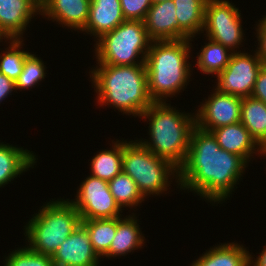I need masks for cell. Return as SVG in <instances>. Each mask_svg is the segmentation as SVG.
<instances>
[{
    "label": "cell",
    "instance_id": "6da1fadb",
    "mask_svg": "<svg viewBox=\"0 0 266 266\" xmlns=\"http://www.w3.org/2000/svg\"><path fill=\"white\" fill-rule=\"evenodd\" d=\"M248 163L219 147L212 132L195 126L184 165L179 169V189L194 192L211 205L232 197Z\"/></svg>",
    "mask_w": 266,
    "mask_h": 266
},
{
    "label": "cell",
    "instance_id": "7a4b0ae2",
    "mask_svg": "<svg viewBox=\"0 0 266 266\" xmlns=\"http://www.w3.org/2000/svg\"><path fill=\"white\" fill-rule=\"evenodd\" d=\"M89 73L99 107L108 105L123 115L139 118L153 103L148 93L145 64L97 65Z\"/></svg>",
    "mask_w": 266,
    "mask_h": 266
},
{
    "label": "cell",
    "instance_id": "3957f363",
    "mask_svg": "<svg viewBox=\"0 0 266 266\" xmlns=\"http://www.w3.org/2000/svg\"><path fill=\"white\" fill-rule=\"evenodd\" d=\"M166 102H153L139 117L149 122L148 139L139 141L156 156L180 169L187 158L195 113L180 112ZM148 119V120H145Z\"/></svg>",
    "mask_w": 266,
    "mask_h": 266
},
{
    "label": "cell",
    "instance_id": "277c9868",
    "mask_svg": "<svg viewBox=\"0 0 266 266\" xmlns=\"http://www.w3.org/2000/svg\"><path fill=\"white\" fill-rule=\"evenodd\" d=\"M191 44L190 39L151 42L145 66L148 93L153 102H168L167 97L173 98L186 89L193 74V64L189 62L194 48Z\"/></svg>",
    "mask_w": 266,
    "mask_h": 266
},
{
    "label": "cell",
    "instance_id": "5b68a950",
    "mask_svg": "<svg viewBox=\"0 0 266 266\" xmlns=\"http://www.w3.org/2000/svg\"><path fill=\"white\" fill-rule=\"evenodd\" d=\"M80 224V214L68 198L52 199L24 226L26 246L34 252L52 256Z\"/></svg>",
    "mask_w": 266,
    "mask_h": 266
},
{
    "label": "cell",
    "instance_id": "8992f818",
    "mask_svg": "<svg viewBox=\"0 0 266 266\" xmlns=\"http://www.w3.org/2000/svg\"><path fill=\"white\" fill-rule=\"evenodd\" d=\"M122 171L135 181L146 199L147 196L149 198L152 195L169 193L173 179L177 188H180L179 169L171 162L156 156L136 139L122 140Z\"/></svg>",
    "mask_w": 266,
    "mask_h": 266
},
{
    "label": "cell",
    "instance_id": "52a82bcc",
    "mask_svg": "<svg viewBox=\"0 0 266 266\" xmlns=\"http://www.w3.org/2000/svg\"><path fill=\"white\" fill-rule=\"evenodd\" d=\"M151 42L144 21L125 20L94 44L96 64L115 66L145 64Z\"/></svg>",
    "mask_w": 266,
    "mask_h": 266
},
{
    "label": "cell",
    "instance_id": "ba28073f",
    "mask_svg": "<svg viewBox=\"0 0 266 266\" xmlns=\"http://www.w3.org/2000/svg\"><path fill=\"white\" fill-rule=\"evenodd\" d=\"M241 11L226 0H207L205 5L203 35L222 44L233 53L238 51L245 39ZM205 33V34H204Z\"/></svg>",
    "mask_w": 266,
    "mask_h": 266
},
{
    "label": "cell",
    "instance_id": "9c48e42d",
    "mask_svg": "<svg viewBox=\"0 0 266 266\" xmlns=\"http://www.w3.org/2000/svg\"><path fill=\"white\" fill-rule=\"evenodd\" d=\"M85 178L79 185L75 199H69L81 219H112L124 216L123 210L110 192L108 181L92 175Z\"/></svg>",
    "mask_w": 266,
    "mask_h": 266
},
{
    "label": "cell",
    "instance_id": "30bf717a",
    "mask_svg": "<svg viewBox=\"0 0 266 266\" xmlns=\"http://www.w3.org/2000/svg\"><path fill=\"white\" fill-rule=\"evenodd\" d=\"M255 52V53H254ZM232 53L228 65L216 77V87L221 93L241 98L250 97L261 67L264 65L256 50Z\"/></svg>",
    "mask_w": 266,
    "mask_h": 266
},
{
    "label": "cell",
    "instance_id": "8fae6325",
    "mask_svg": "<svg viewBox=\"0 0 266 266\" xmlns=\"http://www.w3.org/2000/svg\"><path fill=\"white\" fill-rule=\"evenodd\" d=\"M200 102L195 112L196 126L203 130L212 131L222 126L235 124L241 120L242 98L221 93L217 88Z\"/></svg>",
    "mask_w": 266,
    "mask_h": 266
},
{
    "label": "cell",
    "instance_id": "7c38bea8",
    "mask_svg": "<svg viewBox=\"0 0 266 266\" xmlns=\"http://www.w3.org/2000/svg\"><path fill=\"white\" fill-rule=\"evenodd\" d=\"M54 266H99L101 259L93 250L86 228L80 224L51 256Z\"/></svg>",
    "mask_w": 266,
    "mask_h": 266
},
{
    "label": "cell",
    "instance_id": "4fadbf2b",
    "mask_svg": "<svg viewBox=\"0 0 266 266\" xmlns=\"http://www.w3.org/2000/svg\"><path fill=\"white\" fill-rule=\"evenodd\" d=\"M90 3L91 0H46L40 6V15L64 28L81 32L89 19Z\"/></svg>",
    "mask_w": 266,
    "mask_h": 266
},
{
    "label": "cell",
    "instance_id": "5bb4252c",
    "mask_svg": "<svg viewBox=\"0 0 266 266\" xmlns=\"http://www.w3.org/2000/svg\"><path fill=\"white\" fill-rule=\"evenodd\" d=\"M36 15H40V6L34 0H0V27L10 39L23 40Z\"/></svg>",
    "mask_w": 266,
    "mask_h": 266
},
{
    "label": "cell",
    "instance_id": "9a60e30c",
    "mask_svg": "<svg viewBox=\"0 0 266 266\" xmlns=\"http://www.w3.org/2000/svg\"><path fill=\"white\" fill-rule=\"evenodd\" d=\"M125 21L120 0H91L89 19L81 31L94 36V41Z\"/></svg>",
    "mask_w": 266,
    "mask_h": 266
},
{
    "label": "cell",
    "instance_id": "2e32d148",
    "mask_svg": "<svg viewBox=\"0 0 266 266\" xmlns=\"http://www.w3.org/2000/svg\"><path fill=\"white\" fill-rule=\"evenodd\" d=\"M144 24L152 41L178 40V22L173 0L153 3Z\"/></svg>",
    "mask_w": 266,
    "mask_h": 266
},
{
    "label": "cell",
    "instance_id": "e0dca14e",
    "mask_svg": "<svg viewBox=\"0 0 266 266\" xmlns=\"http://www.w3.org/2000/svg\"><path fill=\"white\" fill-rule=\"evenodd\" d=\"M211 132L220 148L242 157L247 163L254 158L253 154L259 156L260 146L241 122L222 126Z\"/></svg>",
    "mask_w": 266,
    "mask_h": 266
},
{
    "label": "cell",
    "instance_id": "ac0fdd59",
    "mask_svg": "<svg viewBox=\"0 0 266 266\" xmlns=\"http://www.w3.org/2000/svg\"><path fill=\"white\" fill-rule=\"evenodd\" d=\"M136 213L125 217H117V228L109 250L102 256L105 259L126 256L135 250H140L145 243V237L140 230Z\"/></svg>",
    "mask_w": 266,
    "mask_h": 266
},
{
    "label": "cell",
    "instance_id": "d6986e66",
    "mask_svg": "<svg viewBox=\"0 0 266 266\" xmlns=\"http://www.w3.org/2000/svg\"><path fill=\"white\" fill-rule=\"evenodd\" d=\"M37 160L33 151L0 142V188L14 181V178H20L23 172L34 168Z\"/></svg>",
    "mask_w": 266,
    "mask_h": 266
},
{
    "label": "cell",
    "instance_id": "ffe728a7",
    "mask_svg": "<svg viewBox=\"0 0 266 266\" xmlns=\"http://www.w3.org/2000/svg\"><path fill=\"white\" fill-rule=\"evenodd\" d=\"M207 0H173L178 22V40L202 34Z\"/></svg>",
    "mask_w": 266,
    "mask_h": 266
},
{
    "label": "cell",
    "instance_id": "44dd1931",
    "mask_svg": "<svg viewBox=\"0 0 266 266\" xmlns=\"http://www.w3.org/2000/svg\"><path fill=\"white\" fill-rule=\"evenodd\" d=\"M242 244L220 243L190 264L191 266H250V252Z\"/></svg>",
    "mask_w": 266,
    "mask_h": 266
},
{
    "label": "cell",
    "instance_id": "7402d4cb",
    "mask_svg": "<svg viewBox=\"0 0 266 266\" xmlns=\"http://www.w3.org/2000/svg\"><path fill=\"white\" fill-rule=\"evenodd\" d=\"M240 122L259 146L266 143V104L264 102L251 96L242 98Z\"/></svg>",
    "mask_w": 266,
    "mask_h": 266
},
{
    "label": "cell",
    "instance_id": "603a6c76",
    "mask_svg": "<svg viewBox=\"0 0 266 266\" xmlns=\"http://www.w3.org/2000/svg\"><path fill=\"white\" fill-rule=\"evenodd\" d=\"M94 177L110 181L122 172V141L113 140L110 149H103L95 154L90 162Z\"/></svg>",
    "mask_w": 266,
    "mask_h": 266
},
{
    "label": "cell",
    "instance_id": "cb8c5ba5",
    "mask_svg": "<svg viewBox=\"0 0 266 266\" xmlns=\"http://www.w3.org/2000/svg\"><path fill=\"white\" fill-rule=\"evenodd\" d=\"M208 41L201 46L199 53H197V61H195L198 70L203 74L215 75L216 77L225 69L228 65L232 51L216 43L208 38Z\"/></svg>",
    "mask_w": 266,
    "mask_h": 266
},
{
    "label": "cell",
    "instance_id": "d4e9b609",
    "mask_svg": "<svg viewBox=\"0 0 266 266\" xmlns=\"http://www.w3.org/2000/svg\"><path fill=\"white\" fill-rule=\"evenodd\" d=\"M108 186L122 210L127 207L134 210L145 200L135 181L123 171L108 181Z\"/></svg>",
    "mask_w": 266,
    "mask_h": 266
},
{
    "label": "cell",
    "instance_id": "484cf974",
    "mask_svg": "<svg viewBox=\"0 0 266 266\" xmlns=\"http://www.w3.org/2000/svg\"><path fill=\"white\" fill-rule=\"evenodd\" d=\"M89 233L93 250L100 258L109 250L117 228V218L81 219Z\"/></svg>",
    "mask_w": 266,
    "mask_h": 266
},
{
    "label": "cell",
    "instance_id": "4316f807",
    "mask_svg": "<svg viewBox=\"0 0 266 266\" xmlns=\"http://www.w3.org/2000/svg\"><path fill=\"white\" fill-rule=\"evenodd\" d=\"M25 40L11 39L5 51L0 53V72L9 79L16 81L22 72L25 59L31 54L25 51L23 45Z\"/></svg>",
    "mask_w": 266,
    "mask_h": 266
},
{
    "label": "cell",
    "instance_id": "83f0119b",
    "mask_svg": "<svg viewBox=\"0 0 266 266\" xmlns=\"http://www.w3.org/2000/svg\"><path fill=\"white\" fill-rule=\"evenodd\" d=\"M40 57L36 54H30L24 62L23 69L18 79L15 81L16 90L32 89L44 81L47 74L46 65Z\"/></svg>",
    "mask_w": 266,
    "mask_h": 266
},
{
    "label": "cell",
    "instance_id": "f1b7e54d",
    "mask_svg": "<svg viewBox=\"0 0 266 266\" xmlns=\"http://www.w3.org/2000/svg\"><path fill=\"white\" fill-rule=\"evenodd\" d=\"M4 257L3 266H54L51 256L34 252L26 245Z\"/></svg>",
    "mask_w": 266,
    "mask_h": 266
},
{
    "label": "cell",
    "instance_id": "f546056e",
    "mask_svg": "<svg viewBox=\"0 0 266 266\" xmlns=\"http://www.w3.org/2000/svg\"><path fill=\"white\" fill-rule=\"evenodd\" d=\"M122 13L125 20L144 21L152 0H120Z\"/></svg>",
    "mask_w": 266,
    "mask_h": 266
},
{
    "label": "cell",
    "instance_id": "4dcf8cb0",
    "mask_svg": "<svg viewBox=\"0 0 266 266\" xmlns=\"http://www.w3.org/2000/svg\"><path fill=\"white\" fill-rule=\"evenodd\" d=\"M262 17L261 20H258L259 22L256 24L257 27H255V34L258 41L255 50L263 63L266 64V15H262Z\"/></svg>",
    "mask_w": 266,
    "mask_h": 266
},
{
    "label": "cell",
    "instance_id": "1f68e13d",
    "mask_svg": "<svg viewBox=\"0 0 266 266\" xmlns=\"http://www.w3.org/2000/svg\"><path fill=\"white\" fill-rule=\"evenodd\" d=\"M251 97L266 104V64H264L257 76Z\"/></svg>",
    "mask_w": 266,
    "mask_h": 266
},
{
    "label": "cell",
    "instance_id": "d6a6232c",
    "mask_svg": "<svg viewBox=\"0 0 266 266\" xmlns=\"http://www.w3.org/2000/svg\"><path fill=\"white\" fill-rule=\"evenodd\" d=\"M13 91H16L15 81L9 79L0 72V104L3 100L8 98L9 95H12L11 93Z\"/></svg>",
    "mask_w": 266,
    "mask_h": 266
},
{
    "label": "cell",
    "instance_id": "836d02e7",
    "mask_svg": "<svg viewBox=\"0 0 266 266\" xmlns=\"http://www.w3.org/2000/svg\"><path fill=\"white\" fill-rule=\"evenodd\" d=\"M258 254L259 256H256L257 257L256 259L252 256L253 255L252 253L250 254V261H249L250 266H266V245Z\"/></svg>",
    "mask_w": 266,
    "mask_h": 266
},
{
    "label": "cell",
    "instance_id": "e575fe53",
    "mask_svg": "<svg viewBox=\"0 0 266 266\" xmlns=\"http://www.w3.org/2000/svg\"><path fill=\"white\" fill-rule=\"evenodd\" d=\"M3 39H4V41L5 42H8V43H6V44H9V42H10V38L7 36V34L1 29V27H0V43L1 42H3Z\"/></svg>",
    "mask_w": 266,
    "mask_h": 266
},
{
    "label": "cell",
    "instance_id": "d590c367",
    "mask_svg": "<svg viewBox=\"0 0 266 266\" xmlns=\"http://www.w3.org/2000/svg\"><path fill=\"white\" fill-rule=\"evenodd\" d=\"M261 154V155H260ZM259 157H261L262 155L264 157H266V143L263 145H260V149H259Z\"/></svg>",
    "mask_w": 266,
    "mask_h": 266
},
{
    "label": "cell",
    "instance_id": "8d00e7d4",
    "mask_svg": "<svg viewBox=\"0 0 266 266\" xmlns=\"http://www.w3.org/2000/svg\"><path fill=\"white\" fill-rule=\"evenodd\" d=\"M39 6H41L46 0H34Z\"/></svg>",
    "mask_w": 266,
    "mask_h": 266
},
{
    "label": "cell",
    "instance_id": "74e56055",
    "mask_svg": "<svg viewBox=\"0 0 266 266\" xmlns=\"http://www.w3.org/2000/svg\"><path fill=\"white\" fill-rule=\"evenodd\" d=\"M163 1H169V0H152L153 3L163 2Z\"/></svg>",
    "mask_w": 266,
    "mask_h": 266
}]
</instances>
